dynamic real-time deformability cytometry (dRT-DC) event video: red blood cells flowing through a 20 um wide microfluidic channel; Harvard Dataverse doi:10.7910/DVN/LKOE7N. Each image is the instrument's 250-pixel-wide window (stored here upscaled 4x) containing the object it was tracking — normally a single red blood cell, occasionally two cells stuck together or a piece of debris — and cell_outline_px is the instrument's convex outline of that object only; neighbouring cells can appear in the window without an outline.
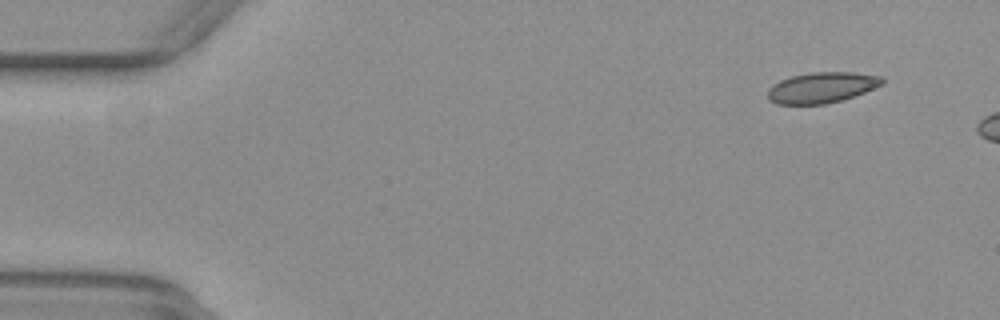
{"species": "common noctule bat (a hibernating species)", "species_latin": "Nyctalus noctula", "temperature_condition": "warm", "stored_images_in_passage": 49, "camera_frame_rate_fps": 3000, "um_per_image_px": 0.085, "animal": {"sex": "female", "body_mass_g": 29.2, "forearm_length_mm": 56.3}, "frame": {"image": 1, "passage_image": 4, "time_ms": 1.0, "image_size_px": [1000, 320], "cell_outline_px": [[884, 84], [864, 92], [840, 100], [824, 104], [776, 104], [768, 100], [768, 88], [772, 84], [780, 80], [792, 76], [808, 72], [852, 72], [880, 76], [884, 80]], "centroid_in_image_um": [69.81, 7.43], "position_along_channel_um": 15.2, "area_um2": 20.46}}
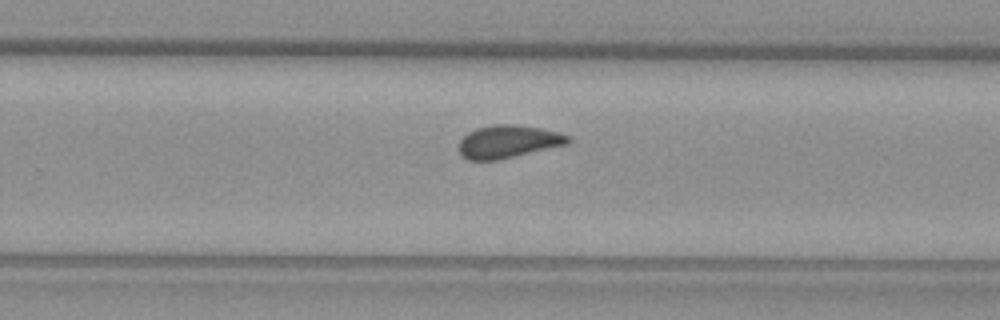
{"frame": {"image": 2, "passage_image": 34, "time_ms": 11.0, "image_size_px": [1000, 320], "cell_outline_px": [[572, 140], [568, 144], [496, 160], [468, 160], [460, 156], [460, 140], [468, 132], [476, 128], [496, 124], [512, 124], [540, 128], [560, 132], [568, 136]], "centroid_in_image_um": [43.19, 12.03], "position_along_channel_um": 286.6, "area_um2": 20.75}}
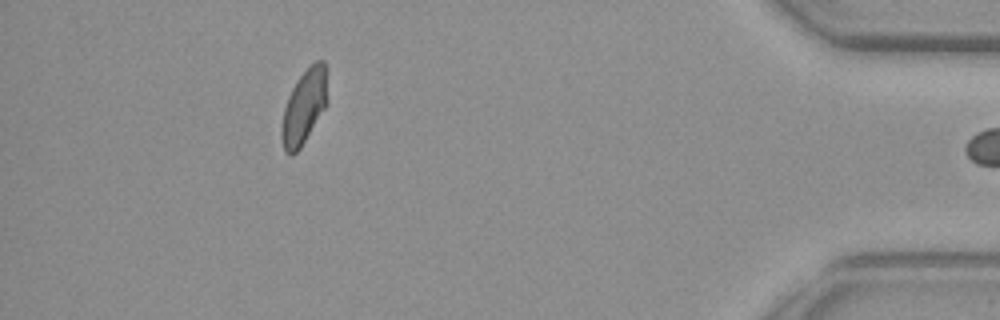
{"frame": {"image": 3, "passage_image": 48, "time_ms": 15.667, "image_size_px": [1000, 320], "cell_outline_px": [[328, 104], [300, 148], [292, 156], [288, 156], [284, 152], [280, 136], [280, 132], [284, 108], [288, 96], [292, 88], [300, 76], [316, 60], [324, 60], [328, 68]], "centroid_in_image_um": [25.88, 9.07], "position_along_channel_um": 409.3, "area_um2": 20.4}}